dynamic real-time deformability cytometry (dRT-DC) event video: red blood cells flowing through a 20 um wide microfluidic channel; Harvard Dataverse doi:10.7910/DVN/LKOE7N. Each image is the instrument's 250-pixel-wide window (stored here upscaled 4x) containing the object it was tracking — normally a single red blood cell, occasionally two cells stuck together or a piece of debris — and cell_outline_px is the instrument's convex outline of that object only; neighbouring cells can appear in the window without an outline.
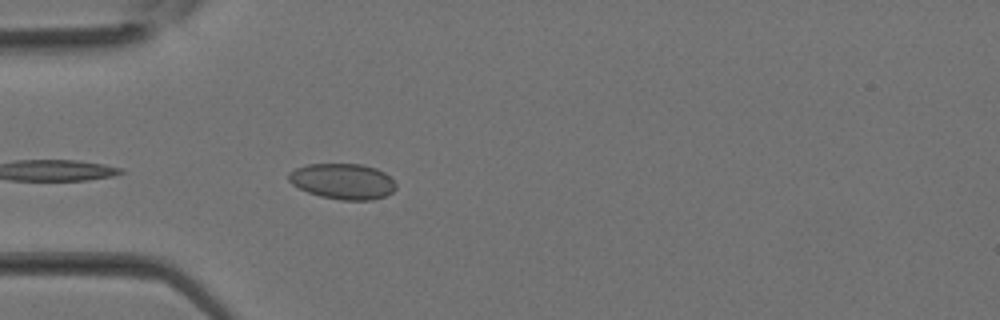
{"species": "Egyptian fruit bat (a non-hibernating species)", "species_latin": "Rousettus aegyptiacus", "temperature_condition": "room temperature", "stored_images_in_passage": 28, "camera_frame_rate_fps": 3000, "um_per_image_px": 0.085, "animal": {"sex": "female"}, "frame": {"image": 1, "passage_image": 9, "time_ms": 2.667, "image_size_px": [1000, 320], "cell_outline_px": [[396, 188], [392, 192], [384, 196], [372, 200], [340, 200], [320, 196], [308, 192], [292, 184], [288, 180], [288, 172], [296, 168], [308, 164], [364, 164], [376, 168], [384, 172], [396, 184]], "centroid_in_image_um": [29.13, 15.41], "position_along_channel_um": 55.9, "area_um2": 22.31}}